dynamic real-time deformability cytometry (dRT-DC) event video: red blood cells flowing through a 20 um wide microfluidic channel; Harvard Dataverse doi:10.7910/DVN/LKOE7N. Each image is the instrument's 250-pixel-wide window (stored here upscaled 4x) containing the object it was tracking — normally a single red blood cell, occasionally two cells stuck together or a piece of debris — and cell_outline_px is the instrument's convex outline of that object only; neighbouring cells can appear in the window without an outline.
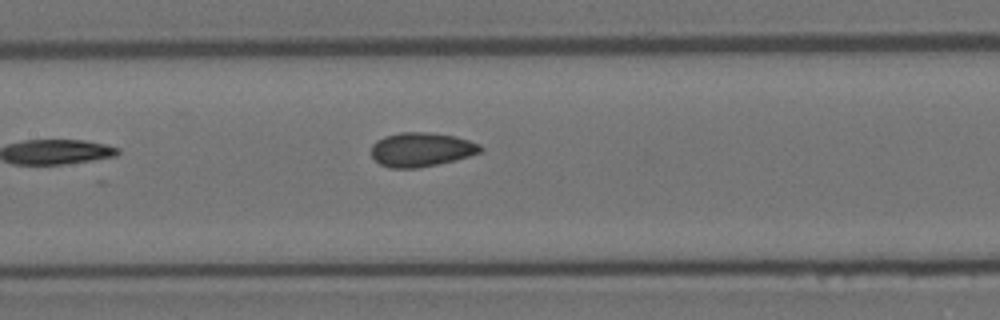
{"species": "Egyptian fruit bat (a non-hibernating species)", "species_latin": "Rousettus aegyptiacus", "temperature_condition": "room temperature", "stored_images_in_passage": 7, "camera_frame_rate_fps": 3000, "um_per_image_px": 0.085, "animal": {"sex": "female"}, "frame": {"image": 1, "passage_image": 7, "time_ms": 8.0, "image_size_px": [1000, 320], "cell_outline_px": [[484, 148], [480, 152], [456, 160], [416, 168], [388, 168], [380, 164], [372, 156], [372, 144], [376, 140], [384, 136], [400, 132], [428, 132], [456, 136], [480, 144]], "centroid_in_image_um": [35.8, 12.7], "position_along_channel_um": 171.6, "area_um2": 21.73}}